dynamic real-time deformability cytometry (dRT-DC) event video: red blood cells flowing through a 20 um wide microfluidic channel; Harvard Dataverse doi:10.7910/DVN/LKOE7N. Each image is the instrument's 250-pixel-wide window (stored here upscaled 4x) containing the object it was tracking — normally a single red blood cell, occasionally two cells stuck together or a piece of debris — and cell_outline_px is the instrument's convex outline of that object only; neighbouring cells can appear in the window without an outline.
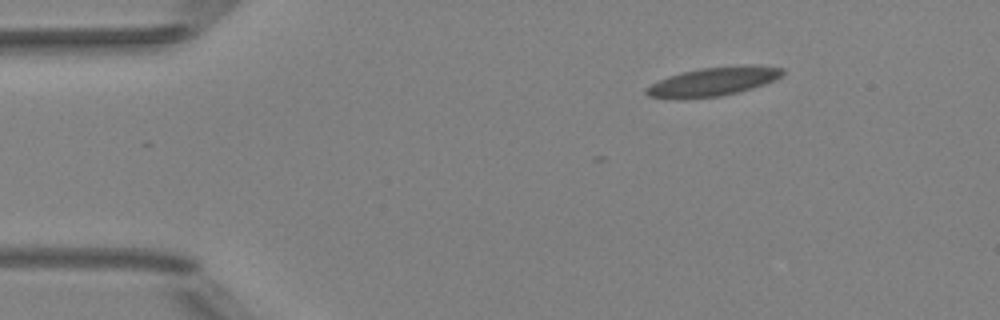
{"species": "Egyptian fruit bat (a non-hibernating species)", "species_latin": "Rousettus aegyptiacus", "temperature_condition": "room temperature", "stored_images_in_passage": 5, "camera_frame_rate_fps": 3000, "um_per_image_px": 0.085, "animal": {"sex": "female"}, "frame": {"image": 1, "passage_image": 1, "time_ms": 0.0, "image_size_px": [1000, 320], "cell_outline_px": [[784, 72], [776, 80], [752, 88], [720, 96], [648, 96], [644, 92], [644, 88], [668, 76], [680, 72], [700, 68], [740, 64], [752, 64], [784, 68]], "centroid_in_image_um": [60.73, 6.86], "position_along_channel_um": 24.3, "area_um2": 22.25}}